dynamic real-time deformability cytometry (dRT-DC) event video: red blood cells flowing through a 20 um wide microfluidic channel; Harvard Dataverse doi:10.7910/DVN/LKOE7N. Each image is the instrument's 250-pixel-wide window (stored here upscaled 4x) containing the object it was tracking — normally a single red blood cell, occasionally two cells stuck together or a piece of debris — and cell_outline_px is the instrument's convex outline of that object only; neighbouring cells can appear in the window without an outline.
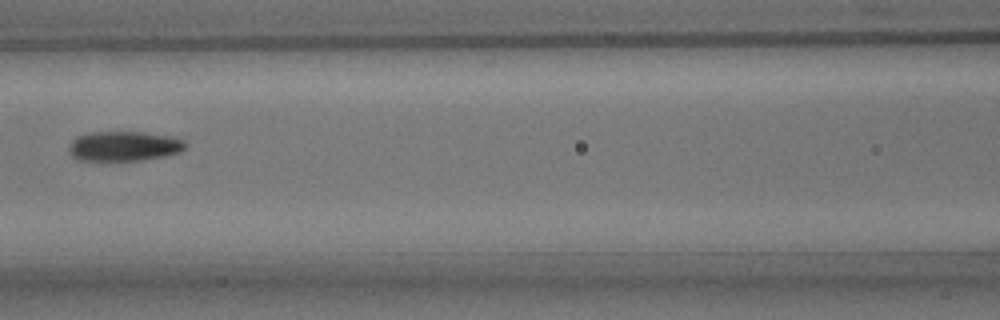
{"species": "common noctule bat (a hibernating species)", "species_latin": "Nyctalus noctula", "temperature_condition": "room temperature", "stored_images_in_passage": 5, "camera_frame_rate_fps": 3000, "um_per_image_px": 0.085, "animal": {"sex": "male", "body_mass_g": 15.6}, "frame": {"image": 1, "passage_image": 5, "time_ms": 4.667, "image_size_px": [1000, 320], "cell_outline_px": [[188, 144], [180, 152], [164, 156], [140, 160], [76, 160], [72, 156], [68, 148], [72, 140], [76, 136], [88, 132], [144, 132], [172, 136], [184, 140]], "centroid_in_image_um": [10.53, 12.41], "position_along_channel_um": 156.1, "area_um2": 20.35}}